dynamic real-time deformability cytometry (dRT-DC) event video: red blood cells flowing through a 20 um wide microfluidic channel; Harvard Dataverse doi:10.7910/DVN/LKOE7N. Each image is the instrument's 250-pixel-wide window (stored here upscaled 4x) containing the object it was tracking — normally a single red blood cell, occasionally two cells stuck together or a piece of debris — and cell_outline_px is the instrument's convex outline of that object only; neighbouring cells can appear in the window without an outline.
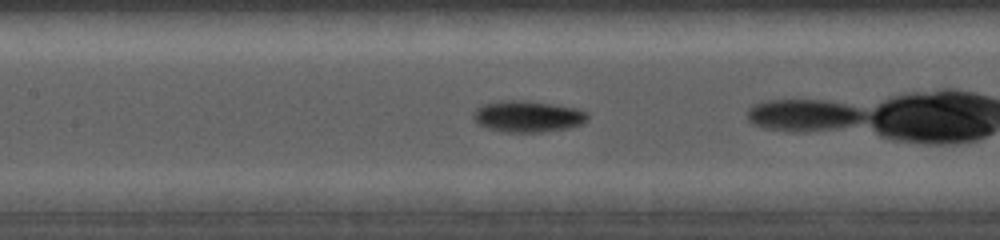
{"species": "common noctule bat (a hibernating species)", "species_latin": "Nyctalus noctula", "temperature_condition": "cold", "stored_images_in_passage": 12, "camera_frame_rate_fps": 5000, "um_per_image_px": 0.085, "animal": {"sex": "female", "body_mass_g": 19.0, "forearm_length_mm": 56.7}, "frame": {"image": 1, "passage_image": 7, "time_ms": 2.0, "image_size_px": [1000, 240], "cell_outline_px": [[588, 120], [584, 124], [568, 128], [540, 132], [504, 132], [488, 128], [480, 124], [472, 116], [472, 112], [476, 108], [484, 104], [500, 100], [524, 100], [552, 104], [576, 108], [588, 112]], "centroid_in_image_um": [44.88, 9.89], "position_along_channel_um": 162.5, "area_um2": 20.98}}